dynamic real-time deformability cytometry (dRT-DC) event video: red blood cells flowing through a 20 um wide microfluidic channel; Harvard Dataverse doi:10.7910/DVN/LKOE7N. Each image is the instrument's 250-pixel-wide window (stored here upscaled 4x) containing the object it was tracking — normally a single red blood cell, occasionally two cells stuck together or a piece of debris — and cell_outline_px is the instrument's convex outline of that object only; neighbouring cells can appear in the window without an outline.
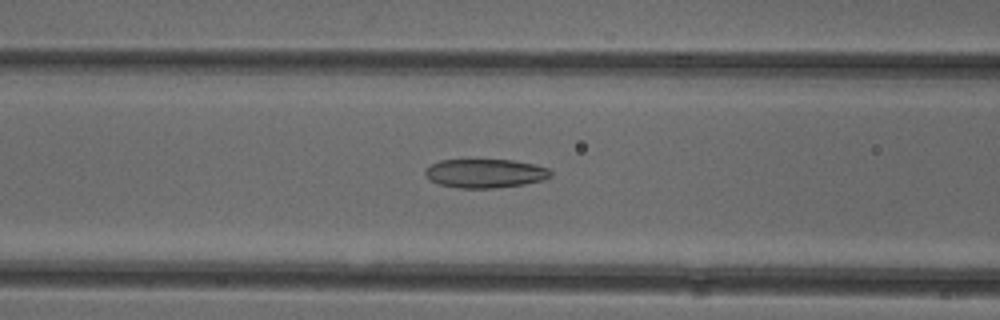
{"species": "common noctule bat (a hibernating species)", "species_latin": "Nyctalus noctula", "temperature_condition": "cold", "stored_images_in_passage": 41, "camera_frame_rate_fps": 3000, "um_per_image_px": 0.085, "animal": {"sex": "female"}, "frame": {"image": 1, "passage_image": 14, "time_ms": 4.333, "image_size_px": [1000, 320], "cell_outline_px": [[552, 176], [544, 180], [524, 184], [496, 188], [456, 188], [436, 184], [424, 172], [432, 164], [440, 160], [512, 160], [536, 164], [548, 168], [552, 172]], "centroid_in_image_um": [41.29, 14.74], "position_along_channel_um": 125.3, "area_um2": 21.15}}
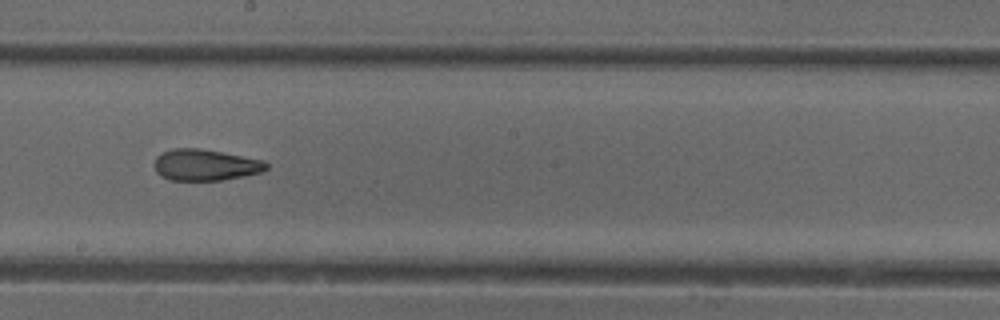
{"frame": {"image": 2, "passage_image": 22, "time_ms": 7.0, "image_size_px": [1000, 320], "cell_outline_px": [[268, 168], [260, 172], [244, 176], [220, 180], [168, 180], [160, 176], [156, 172], [156, 156], [172, 148], [196, 148], [220, 152], [264, 160], [268, 164]], "centroid_in_image_um": [17.45, 14.03], "position_along_channel_um": 230.8, "area_um2": 20.23}}
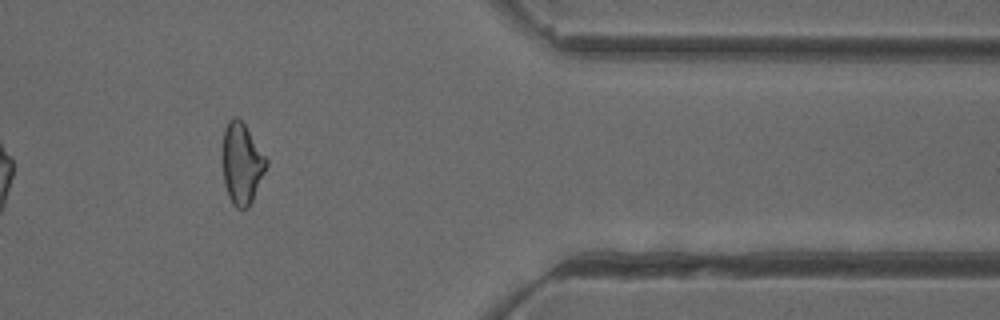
{"frame": {"image": 3, "passage_image": 36, "time_ms": 11.667, "image_size_px": [1000, 320], "cell_outline_px": [[268, 164], [252, 200], [248, 208], [236, 208], [232, 204], [228, 196], [224, 184], [224, 128], [228, 120], [232, 116], [236, 116], [244, 124], [268, 160]], "centroid_in_image_um": [20.56, 13.91], "position_along_channel_um": 390.8, "area_um2": 20.29}, "authors_computed_cell_mechanics": {"area_um2": 21.1548, "velocity_mm_per_s": 3.9429, "shape_relaxation_time_tau1_ms": null, "shape_relaxation_time_tau2_ms": 2.6509, "deformation_change_tau1": null, "deformation_change_tau2": 0.1072}}